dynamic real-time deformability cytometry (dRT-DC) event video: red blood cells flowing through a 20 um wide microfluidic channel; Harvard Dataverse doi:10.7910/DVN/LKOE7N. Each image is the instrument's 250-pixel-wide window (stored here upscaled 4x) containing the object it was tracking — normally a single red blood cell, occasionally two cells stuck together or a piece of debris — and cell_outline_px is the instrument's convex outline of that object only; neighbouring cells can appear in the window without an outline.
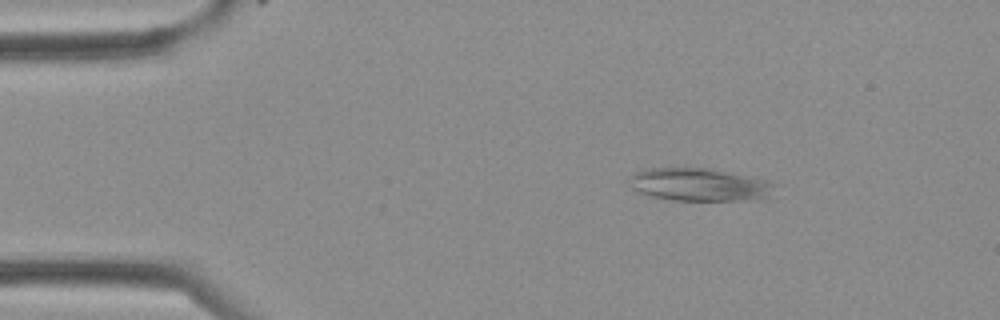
{"species": "Egyptian fruit bat (a non-hibernating species)", "species_latin": "Rousettus aegyptiacus", "temperature_condition": "cold", "stored_images_in_passage": 2, "camera_frame_rate_fps": 3000, "um_per_image_px": 0.085, "frame": {"image": 1, "passage_image": 1, "time_ms": 0.0, "image_size_px": [1000, 320], "cell_outline_px": [[780, 184], [764, 200], [672, 200], [652, 196], [636, 192], [632, 188], [628, 180], [636, 172], [648, 168], [712, 168], [768, 180]], "centroid_in_image_um": [59.52, 15.69], "position_along_channel_um": 25.5, "area_um2": 28.21}}